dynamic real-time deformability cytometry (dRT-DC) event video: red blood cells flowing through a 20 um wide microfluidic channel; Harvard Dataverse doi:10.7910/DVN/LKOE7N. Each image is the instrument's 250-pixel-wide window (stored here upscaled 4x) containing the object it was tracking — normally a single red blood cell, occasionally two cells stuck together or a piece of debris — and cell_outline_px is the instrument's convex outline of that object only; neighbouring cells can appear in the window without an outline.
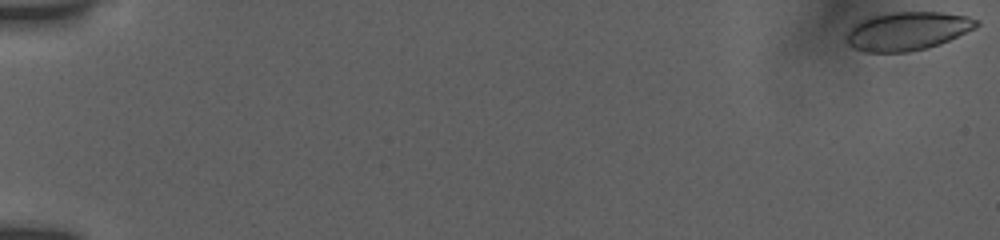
{"species": "human", "species_latin": "Homo sapiens", "temperature_condition": "room temperature", "stored_images_in_passage": 14, "camera_frame_rate_fps": 3000, "um_per_image_px": 0.085, "donor": {"sex": "female"}, "frame": {"image": 1, "passage_image": 1, "time_ms": 0.0, "image_size_px": [1000, 240], "cell_outline_px": [[980, 24], [976, 28], [940, 44], [928, 48], [908, 52], [864, 52], [848, 44], [844, 36], [852, 24], [872, 16], [892, 12], [940, 12], [968, 16], [980, 20]], "centroid_in_image_um": [77.13, 2.64], "position_along_channel_um": 7.9, "area_um2": 29.36}}
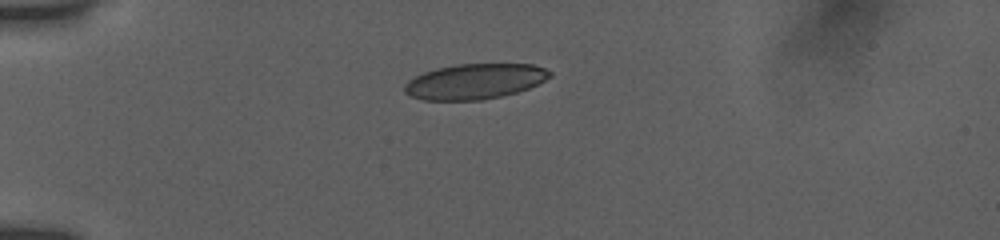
{"frame": {"image": 2, "passage_image": 10, "time_ms": 5.0, "image_size_px": [1000, 240], "cell_outline_px": [[552, 76], [528, 88], [516, 92], [484, 100], [424, 100], [408, 96], [404, 92], [404, 84], [408, 80], [424, 72], [436, 68], [456, 64], [532, 64], [544, 68], [552, 72]], "centroid_in_image_um": [40.32, 6.92], "position_along_channel_um": 44.7, "area_um2": 29.94}}
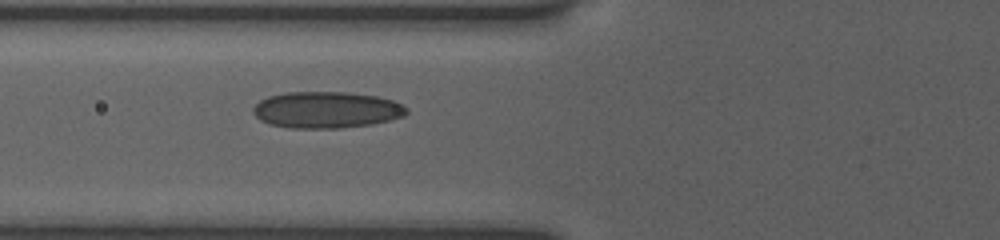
{"frame": {"image": 3, "passage_image": 14, "time_ms": 7.333, "image_size_px": [1000, 240], "cell_outline_px": [[408, 112], [404, 116], [372, 124], [340, 128], [288, 128], [268, 124], [260, 120], [252, 112], [252, 108], [260, 100], [268, 96], [284, 92], [348, 92], [376, 96], [392, 100], [404, 104], [408, 108]], "centroid_in_image_um": [27.73, 9.34], "position_along_channel_um": 98.1, "area_um2": 32.89}}